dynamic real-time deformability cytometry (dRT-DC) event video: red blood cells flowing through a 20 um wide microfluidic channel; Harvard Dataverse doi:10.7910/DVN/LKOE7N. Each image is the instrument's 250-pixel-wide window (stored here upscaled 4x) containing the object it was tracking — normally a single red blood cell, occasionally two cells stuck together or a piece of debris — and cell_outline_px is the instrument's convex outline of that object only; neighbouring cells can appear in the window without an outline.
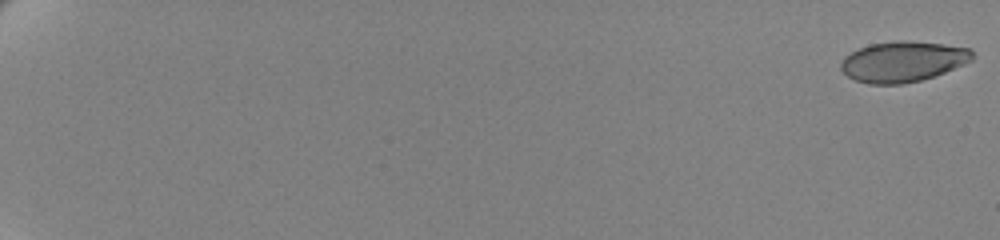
{"species": "human", "species_latin": "Homo sapiens", "temperature_condition": "cold", "stored_images_in_passage": 62, "camera_frame_rate_fps": 3000, "um_per_image_px": 0.085, "donor": {"sex": "female"}, "frame": {"image": 1, "passage_image": 1, "time_ms": 0.0, "image_size_px": [1000, 240], "cell_outline_px": [[972, 60], [944, 72], [920, 80], [904, 84], [868, 84], [856, 80], [848, 76], [840, 68], [840, 64], [844, 56], [860, 48], [872, 44], [896, 40], [904, 40], [944, 44], [968, 48], [972, 52]], "centroid_in_image_um": [76.71, 5.23], "position_along_channel_um": 8.3, "area_um2": 30.75}}
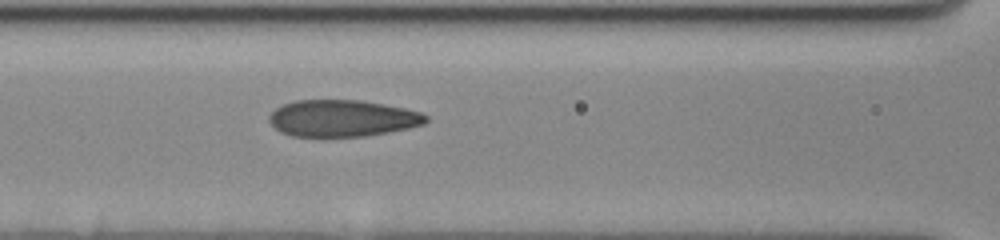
{"frame": {"image": 2, "passage_image": 32, "time_ms": 10.333, "image_size_px": [1000, 240], "cell_outline_px": [[428, 120], [424, 124], [408, 128], [388, 132], [364, 136], [292, 136], [280, 132], [268, 120], [268, 116], [276, 108], [284, 104], [296, 100], [360, 100], [384, 104], [404, 108], [420, 112], [428, 116]], "centroid_in_image_um": [29.1, 10.05], "position_along_channel_um": 137.5, "area_um2": 33.41}}
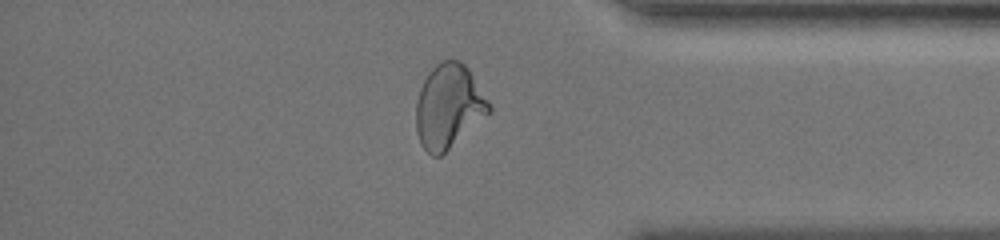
{"frame": {"image": 3, "passage_image": 55, "time_ms": 18.0, "image_size_px": [1000, 240], "cell_outline_px": [[492, 112], [440, 156], [432, 156], [424, 148], [420, 140], [416, 128], [416, 100], [420, 88], [428, 72], [436, 64], [444, 60], [460, 60], [468, 68], [492, 104]], "centroid_in_image_um": [38.16, 9.02], "position_along_channel_um": 397.0, "area_um2": 35.78}, "authors_computed_cell_mechanics": {"area_um2": 33.4084, "velocity_mm_per_s": 3.4836, "shape_relaxation_time_tau1_ms": 5.1281, "shape_relaxation_time_tau2_ms": 0.8706, "deformation_change_tau1": 0.1666, "deformation_change_tau2": 0.0667}}